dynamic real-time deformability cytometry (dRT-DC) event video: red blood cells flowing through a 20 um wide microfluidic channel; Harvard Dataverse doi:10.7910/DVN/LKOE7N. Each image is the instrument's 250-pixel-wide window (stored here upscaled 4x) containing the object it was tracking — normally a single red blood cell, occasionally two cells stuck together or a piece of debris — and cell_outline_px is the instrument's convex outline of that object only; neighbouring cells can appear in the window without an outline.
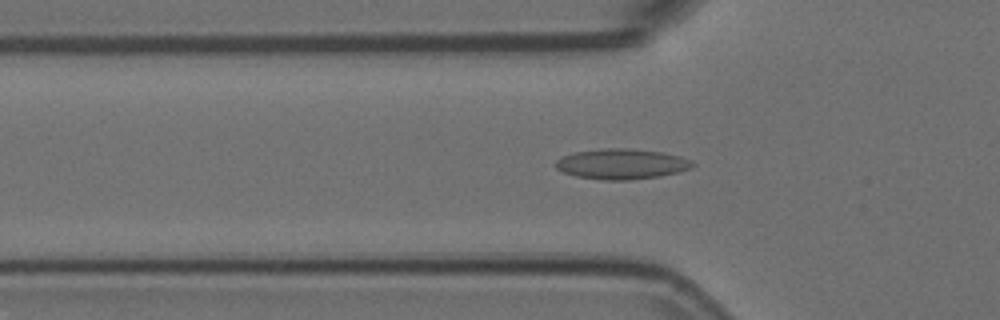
{"species": "Egyptian fruit bat (a non-hibernating species)", "species_latin": "Rousettus aegyptiacus", "temperature_condition": "room temperature", "stored_images_in_passage": 49, "camera_frame_rate_fps": 3000, "um_per_image_px": 0.085, "animal": {"sex": "female"}, "frame": {"image": 1, "passage_image": 17, "time_ms": 5.333, "image_size_px": [1000, 320], "cell_outline_px": [[696, 164], [692, 168], [680, 172], [660, 176], [628, 180], [600, 180], [576, 176], [564, 172], [556, 168], [552, 164], [556, 160], [572, 152], [600, 148], [628, 148], [664, 152], [680, 156], [692, 160]], "centroid_in_image_um": [52.85, 13.93], "position_along_channel_um": 73.0, "area_um2": 24.62}}
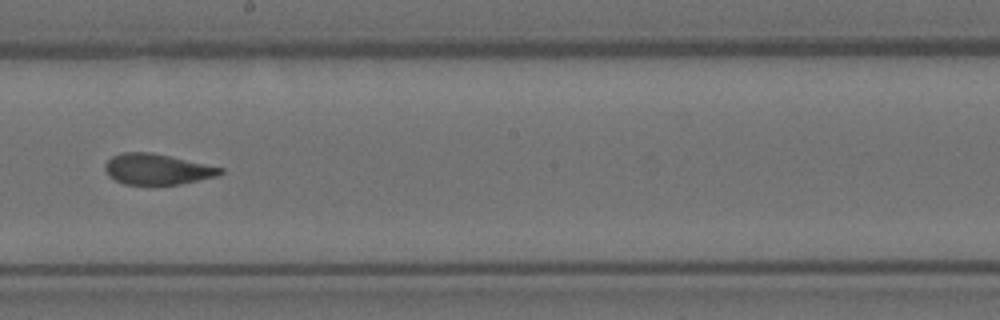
{"frame": {"image": 2, "passage_image": 30, "time_ms": 9.667, "image_size_px": [1000, 320], "cell_outline_px": [[224, 172], [216, 176], [180, 184], [124, 184], [108, 176], [104, 168], [104, 164], [112, 156], [124, 152], [152, 152], [224, 168]], "centroid_in_image_um": [13.34, 14.37], "position_along_channel_um": 234.9, "area_um2": 20.52}}
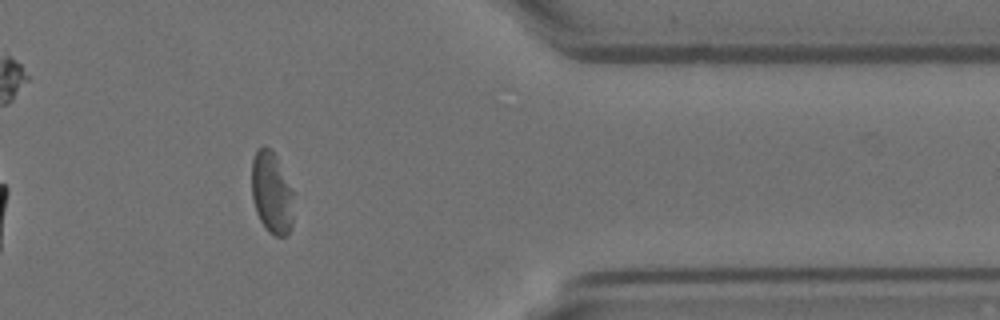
{"frame": {"image": 3, "passage_image": 44, "time_ms": 14.333, "image_size_px": [1000, 320], "cell_outline_px": [[292, 224], [288, 232], [284, 236], [276, 236], [268, 232], [264, 228], [256, 212], [252, 196], [252, 160], [256, 148], [264, 144], [276, 156], [292, 192]], "centroid_in_image_um": [23.05, 16.38], "position_along_channel_um": 388.3, "area_um2": 19.77}, "authors_computed_cell_mechanics": {"area_um2": 22.0218, "velocity_mm_per_s": 3.7219, "shape_relaxation_time_tau1_ms": 10.242, "shape_relaxation_time_tau2_ms": 2.063, "deformation_change_tau1": 0.2024, "deformation_change_tau2": 0.0895}}